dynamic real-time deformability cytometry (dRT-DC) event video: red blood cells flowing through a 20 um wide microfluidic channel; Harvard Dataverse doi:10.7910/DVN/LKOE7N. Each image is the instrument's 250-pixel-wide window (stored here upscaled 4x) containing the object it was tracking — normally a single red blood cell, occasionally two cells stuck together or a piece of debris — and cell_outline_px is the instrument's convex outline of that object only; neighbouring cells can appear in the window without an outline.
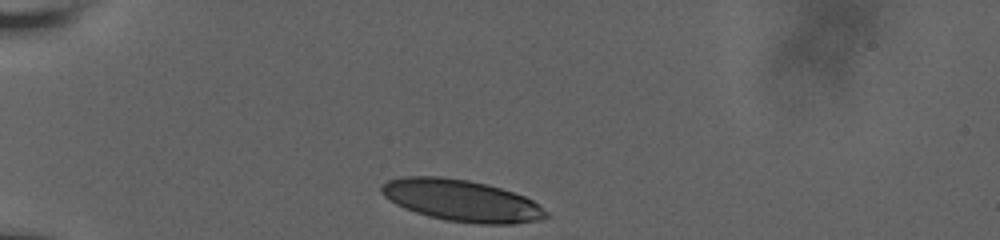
{"species": "human", "species_latin": "Homo sapiens", "temperature_condition": "room temperature", "stored_images_in_passage": 31, "camera_frame_rate_fps": 3000, "um_per_image_px": 0.085, "donor": {"sex": "male"}, "frame": {"image": 1, "passage_image": 1, "time_ms": 0.0, "image_size_px": [1000, 240], "cell_outline_px": [[548, 216], [540, 220], [516, 224], [480, 224], [444, 220], [428, 216], [404, 208], [396, 204], [384, 196], [380, 192], [380, 184], [388, 180], [404, 176], [440, 176], [468, 180], [488, 184], [524, 196], [532, 200], [548, 212]], "centroid_in_image_um": [39.21, 17.04], "position_along_channel_um": 45.8, "area_um2": 40.06}}
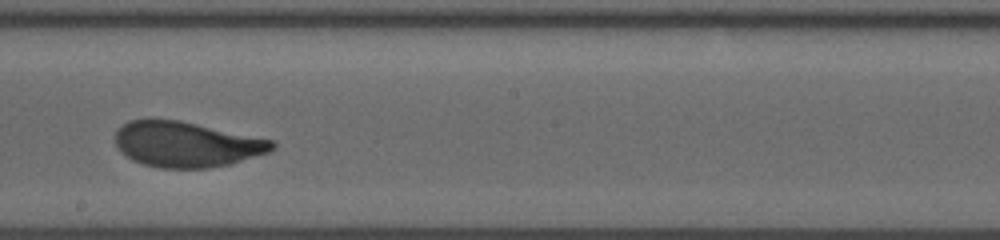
{"frame": {"image": 2, "passage_image": 18, "time_ms": 5.667, "image_size_px": [1000, 240], "cell_outline_px": [[276, 148], [268, 152], [228, 164], [208, 168], [160, 168], [144, 164], [132, 160], [120, 152], [116, 148], [116, 128], [120, 124], [128, 120], [180, 120], [272, 140], [276, 144]], "centroid_in_image_um": [15.79, 12.26], "position_along_channel_um": 232.4, "area_um2": 41.38}}
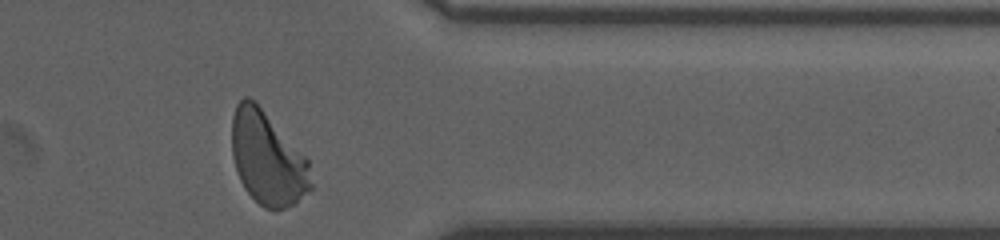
{"frame": {"image": 3, "passage_image": 31, "time_ms": 10.0, "image_size_px": [1000, 240], "cell_outline_px": [[312, 188], [292, 204], [276, 212], [264, 208], [244, 188], [240, 180], [232, 156], [232, 116], [236, 104], [244, 96], [248, 96], [260, 108], [308, 160], [312, 184]], "centroid_in_image_um": [22.71, 13.5], "position_along_channel_um": 388.7, "area_um2": 42.19}, "authors_computed_cell_mechanics": {"area_um2": 42.0206, "velocity_mm_per_s": 3.7872, "shape_relaxation_time_tau1_ms": 2.983, "shape_relaxation_time_tau2_ms": null, "deformation_change_tau1": 0.1478, "deformation_change_tau2": null}}